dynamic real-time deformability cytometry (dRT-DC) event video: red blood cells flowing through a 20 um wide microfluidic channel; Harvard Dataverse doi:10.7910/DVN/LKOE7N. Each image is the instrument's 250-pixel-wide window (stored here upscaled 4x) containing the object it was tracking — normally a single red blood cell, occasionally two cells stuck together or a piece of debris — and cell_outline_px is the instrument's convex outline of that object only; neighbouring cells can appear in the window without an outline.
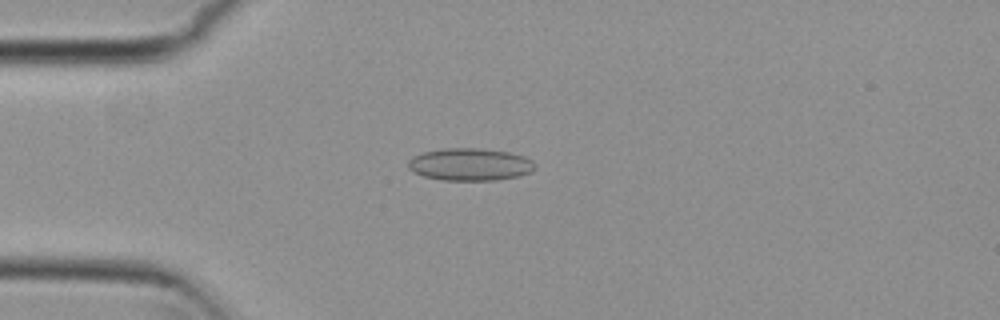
{"species": "common noctule bat (a hibernating species)", "species_latin": "Nyctalus noctula", "temperature_condition": "cold", "stored_images_in_passage": 45, "camera_frame_rate_fps": 3000, "um_per_image_px": 0.085, "animal": {"sex": "female", "body_mass_g": 29.2, "forearm_length_mm": 56.3}, "frame": {"image": 1, "passage_image": 4, "time_ms": 1.0, "image_size_px": [1000, 320], "cell_outline_px": [[536, 168], [532, 172], [520, 176], [496, 180], [440, 180], [424, 176], [412, 172], [408, 168], [408, 160], [424, 152], [444, 148], [476, 148], [508, 152], [524, 156], [532, 160], [536, 164]], "centroid_in_image_um": [39.98, 13.98], "position_along_channel_um": 45.0, "area_um2": 24.04}}
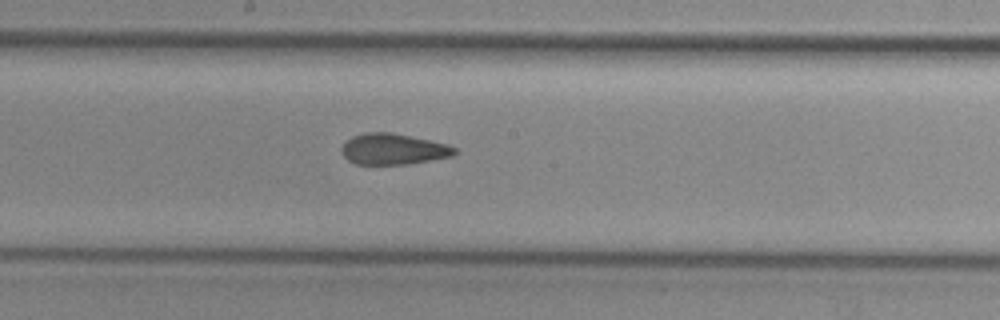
{"frame": {"image": 2, "passage_image": 19, "time_ms": 6.0, "image_size_px": [1000, 320], "cell_outline_px": [[456, 152], [452, 156], [404, 164], [356, 164], [348, 160], [340, 152], [340, 148], [352, 136], [364, 132], [392, 132], [448, 144], [456, 148]], "centroid_in_image_um": [33.39, 12.66], "position_along_channel_um": 214.8, "area_um2": 20.29}}
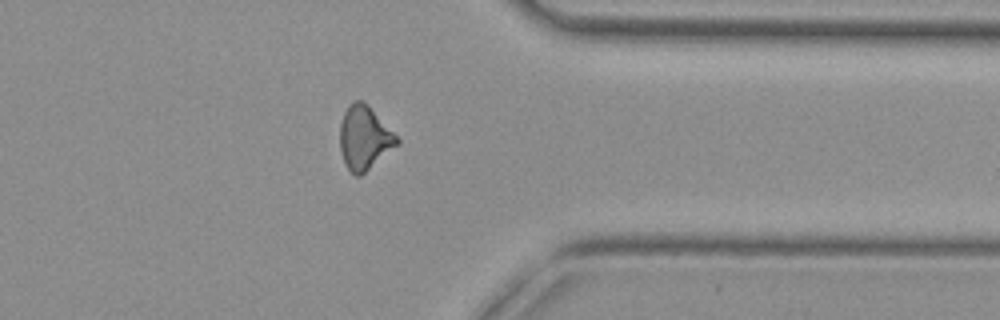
{"frame": {"image": 3, "passage_image": 33, "time_ms": 10.667, "image_size_px": [1000, 320], "cell_outline_px": [[400, 144], [360, 176], [356, 176], [344, 164], [340, 148], [340, 124], [344, 112], [348, 104], [356, 100], [360, 100], [400, 140]], "centroid_in_image_um": [30.94, 11.77], "position_along_channel_um": 380.5, "area_um2": 20.58}, "authors_computed_cell_mechanics": {"area_um2": 20.9814, "velocity_mm_per_s": 3.7566, "shape_relaxation_time_tau1_ms": null, "shape_relaxation_time_tau2_ms": 2.7605, "deformation_change_tau1": null, "deformation_change_tau2": 0.0991}}